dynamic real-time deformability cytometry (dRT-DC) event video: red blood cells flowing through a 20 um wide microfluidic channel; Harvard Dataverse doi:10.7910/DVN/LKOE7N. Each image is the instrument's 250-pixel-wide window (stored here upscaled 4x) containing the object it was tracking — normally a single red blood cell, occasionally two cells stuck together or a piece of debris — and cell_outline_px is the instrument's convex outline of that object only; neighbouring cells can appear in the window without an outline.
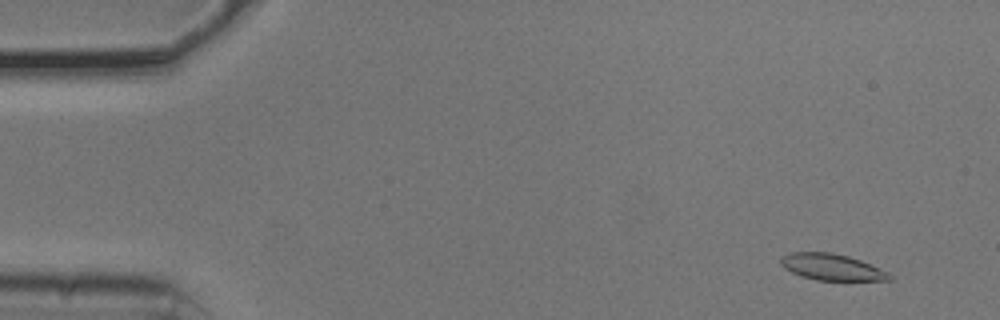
{"species": "common noctule bat (a hibernating species)", "species_latin": "Nyctalus noctula", "temperature_condition": "cold", "stored_images_in_passage": 36, "camera_frame_rate_fps": 3000, "um_per_image_px": 0.085, "animal": {"sex": "male", "body_mass_g": 20.5, "forearm_length_mm": 52.5}, "frame": {"image": 1, "passage_image": 3, "time_ms": 0.667, "image_size_px": [1000, 320], "cell_outline_px": [[892, 280], [816, 280], [800, 276], [784, 268], [780, 264], [780, 256], [788, 252], [828, 252], [848, 256], [860, 260], [888, 272], [892, 276]], "centroid_in_image_um": [70.64, 22.69], "position_along_channel_um": 14.4, "area_um2": 16.7}}
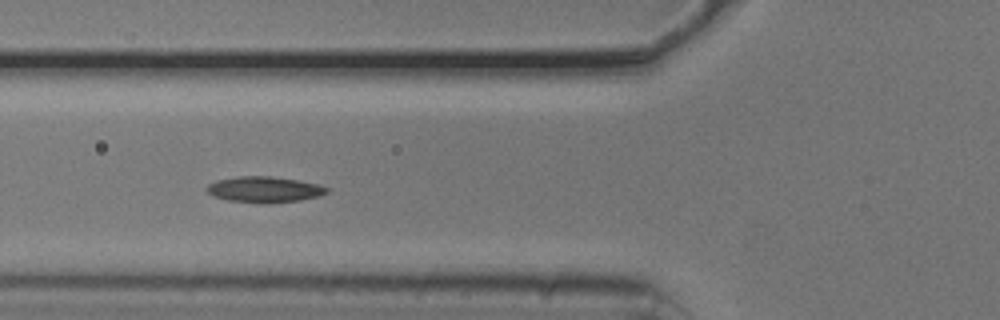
{"frame": {"image": 2, "passage_image": 19, "time_ms": 6.0, "image_size_px": [1000, 320], "cell_outline_px": [[328, 192], [320, 196], [300, 200], [268, 204], [260, 204], [228, 200], [212, 196], [204, 188], [208, 184], [216, 180], [236, 176], [272, 176], [300, 180], [320, 184], [328, 188]], "centroid_in_image_um": [22.46, 16.11], "position_along_channel_um": 103.3, "area_um2": 18.55}}
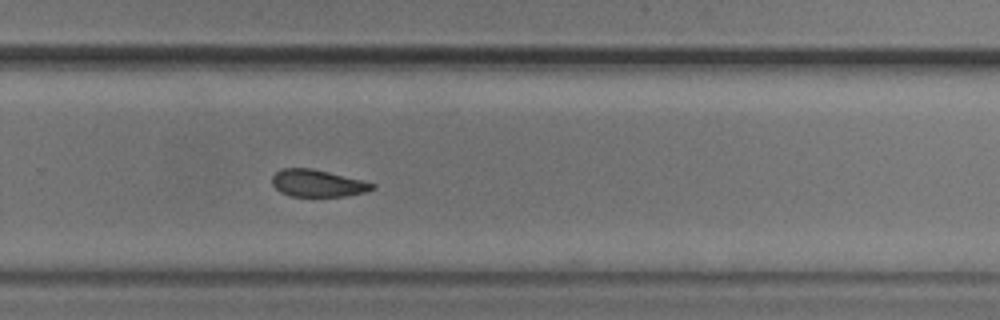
{"frame": {"image": 3, "passage_image": 35, "time_ms": 11.333, "image_size_px": [1000, 320], "cell_outline_px": [[376, 188], [364, 192], [344, 196], [292, 196], [280, 192], [272, 184], [272, 176], [280, 168], [312, 168], [364, 180], [376, 184]], "centroid_in_image_um": [27.0, 15.56], "position_along_channel_um": 302.8, "area_um2": 15.9}}